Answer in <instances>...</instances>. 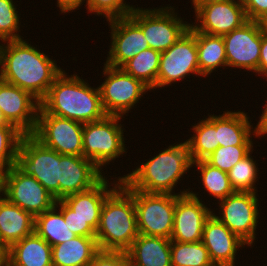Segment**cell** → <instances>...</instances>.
<instances>
[{
  "label": "cell",
  "instance_id": "cell-10",
  "mask_svg": "<svg viewBox=\"0 0 267 266\" xmlns=\"http://www.w3.org/2000/svg\"><path fill=\"white\" fill-rule=\"evenodd\" d=\"M59 164L57 151L45 147L31 134L22 136L17 165L37 179L56 200H59Z\"/></svg>",
  "mask_w": 267,
  "mask_h": 266
},
{
  "label": "cell",
  "instance_id": "cell-33",
  "mask_svg": "<svg viewBox=\"0 0 267 266\" xmlns=\"http://www.w3.org/2000/svg\"><path fill=\"white\" fill-rule=\"evenodd\" d=\"M252 153L253 150L227 172L230 185L235 192H258L255 183L260 178V170L257 167L258 163L256 164V160L251 156Z\"/></svg>",
  "mask_w": 267,
  "mask_h": 266
},
{
  "label": "cell",
  "instance_id": "cell-17",
  "mask_svg": "<svg viewBox=\"0 0 267 266\" xmlns=\"http://www.w3.org/2000/svg\"><path fill=\"white\" fill-rule=\"evenodd\" d=\"M40 102L29 92L0 79V111L9 124L24 135L32 134Z\"/></svg>",
  "mask_w": 267,
  "mask_h": 266
},
{
  "label": "cell",
  "instance_id": "cell-11",
  "mask_svg": "<svg viewBox=\"0 0 267 266\" xmlns=\"http://www.w3.org/2000/svg\"><path fill=\"white\" fill-rule=\"evenodd\" d=\"M192 74L204 77L199 71L196 30L190 25L175 44L161 52L156 89L183 81Z\"/></svg>",
  "mask_w": 267,
  "mask_h": 266
},
{
  "label": "cell",
  "instance_id": "cell-13",
  "mask_svg": "<svg viewBox=\"0 0 267 266\" xmlns=\"http://www.w3.org/2000/svg\"><path fill=\"white\" fill-rule=\"evenodd\" d=\"M218 204L219 216L216 213L213 214L243 240L248 247L255 245L256 228L260 224L258 223L260 219L258 194L234 192L225 199L218 201Z\"/></svg>",
  "mask_w": 267,
  "mask_h": 266
},
{
  "label": "cell",
  "instance_id": "cell-3",
  "mask_svg": "<svg viewBox=\"0 0 267 266\" xmlns=\"http://www.w3.org/2000/svg\"><path fill=\"white\" fill-rule=\"evenodd\" d=\"M179 143V144H178ZM174 143L163 151L141 163L136 169L121 178L132 188L147 193H168L183 195L190 189L175 193V187L190 172L193 161L186 141ZM182 178V179H181ZM174 191V192H173Z\"/></svg>",
  "mask_w": 267,
  "mask_h": 266
},
{
  "label": "cell",
  "instance_id": "cell-4",
  "mask_svg": "<svg viewBox=\"0 0 267 266\" xmlns=\"http://www.w3.org/2000/svg\"><path fill=\"white\" fill-rule=\"evenodd\" d=\"M138 235L134 198L119 184L104 200L95 236L99 249L126 252Z\"/></svg>",
  "mask_w": 267,
  "mask_h": 266
},
{
  "label": "cell",
  "instance_id": "cell-41",
  "mask_svg": "<svg viewBox=\"0 0 267 266\" xmlns=\"http://www.w3.org/2000/svg\"><path fill=\"white\" fill-rule=\"evenodd\" d=\"M264 76L267 79V34L261 28V49L258 65V76Z\"/></svg>",
  "mask_w": 267,
  "mask_h": 266
},
{
  "label": "cell",
  "instance_id": "cell-19",
  "mask_svg": "<svg viewBox=\"0 0 267 266\" xmlns=\"http://www.w3.org/2000/svg\"><path fill=\"white\" fill-rule=\"evenodd\" d=\"M91 160L83 156L61 155L59 164V200L87 191L105 176Z\"/></svg>",
  "mask_w": 267,
  "mask_h": 266
},
{
  "label": "cell",
  "instance_id": "cell-24",
  "mask_svg": "<svg viewBox=\"0 0 267 266\" xmlns=\"http://www.w3.org/2000/svg\"><path fill=\"white\" fill-rule=\"evenodd\" d=\"M246 112L223 111L216 115L217 142L219 146H253L252 137H258L256 127ZM254 127V128H253ZM254 135V136H251Z\"/></svg>",
  "mask_w": 267,
  "mask_h": 266
},
{
  "label": "cell",
  "instance_id": "cell-2",
  "mask_svg": "<svg viewBox=\"0 0 267 266\" xmlns=\"http://www.w3.org/2000/svg\"><path fill=\"white\" fill-rule=\"evenodd\" d=\"M63 70L50 86L40 107L47 113L80 123L102 120L104 111L98 86H90L78 74ZM82 78V79H81Z\"/></svg>",
  "mask_w": 267,
  "mask_h": 266
},
{
  "label": "cell",
  "instance_id": "cell-23",
  "mask_svg": "<svg viewBox=\"0 0 267 266\" xmlns=\"http://www.w3.org/2000/svg\"><path fill=\"white\" fill-rule=\"evenodd\" d=\"M35 217L10 203L0 193V249L4 252L13 243L34 232Z\"/></svg>",
  "mask_w": 267,
  "mask_h": 266
},
{
  "label": "cell",
  "instance_id": "cell-44",
  "mask_svg": "<svg viewBox=\"0 0 267 266\" xmlns=\"http://www.w3.org/2000/svg\"><path fill=\"white\" fill-rule=\"evenodd\" d=\"M190 1H192L191 2L192 3L191 6H193V9L195 10L201 4L222 2V1H230V0H190Z\"/></svg>",
  "mask_w": 267,
  "mask_h": 266
},
{
  "label": "cell",
  "instance_id": "cell-28",
  "mask_svg": "<svg viewBox=\"0 0 267 266\" xmlns=\"http://www.w3.org/2000/svg\"><path fill=\"white\" fill-rule=\"evenodd\" d=\"M193 135L186 139L193 162L205 160L218 147L216 131V114H208L205 119L192 125Z\"/></svg>",
  "mask_w": 267,
  "mask_h": 266
},
{
  "label": "cell",
  "instance_id": "cell-7",
  "mask_svg": "<svg viewBox=\"0 0 267 266\" xmlns=\"http://www.w3.org/2000/svg\"><path fill=\"white\" fill-rule=\"evenodd\" d=\"M173 6L160 8L134 7L129 16L141 27L149 47L163 52L175 44L190 28L188 21L178 16Z\"/></svg>",
  "mask_w": 267,
  "mask_h": 266
},
{
  "label": "cell",
  "instance_id": "cell-21",
  "mask_svg": "<svg viewBox=\"0 0 267 266\" xmlns=\"http://www.w3.org/2000/svg\"><path fill=\"white\" fill-rule=\"evenodd\" d=\"M107 179L104 177L93 188L68 195L62 199L75 212L76 216L86 221L95 231L99 225L104 200L121 183L120 176L113 183L112 181L109 183Z\"/></svg>",
  "mask_w": 267,
  "mask_h": 266
},
{
  "label": "cell",
  "instance_id": "cell-20",
  "mask_svg": "<svg viewBox=\"0 0 267 266\" xmlns=\"http://www.w3.org/2000/svg\"><path fill=\"white\" fill-rule=\"evenodd\" d=\"M215 266H235L239 248L248 246L234 234L213 212L206 219L202 241Z\"/></svg>",
  "mask_w": 267,
  "mask_h": 266
},
{
  "label": "cell",
  "instance_id": "cell-8",
  "mask_svg": "<svg viewBox=\"0 0 267 266\" xmlns=\"http://www.w3.org/2000/svg\"><path fill=\"white\" fill-rule=\"evenodd\" d=\"M0 193L10 203L34 217L51 209L56 203L54 196L18 165L0 172Z\"/></svg>",
  "mask_w": 267,
  "mask_h": 266
},
{
  "label": "cell",
  "instance_id": "cell-30",
  "mask_svg": "<svg viewBox=\"0 0 267 266\" xmlns=\"http://www.w3.org/2000/svg\"><path fill=\"white\" fill-rule=\"evenodd\" d=\"M161 52L152 48L139 52L121 68L136 79L141 80L151 90H156Z\"/></svg>",
  "mask_w": 267,
  "mask_h": 266
},
{
  "label": "cell",
  "instance_id": "cell-43",
  "mask_svg": "<svg viewBox=\"0 0 267 266\" xmlns=\"http://www.w3.org/2000/svg\"><path fill=\"white\" fill-rule=\"evenodd\" d=\"M263 107L264 109L262 110V114L260 113L261 116H259V121L257 122V125H255L258 138H263L267 135V97Z\"/></svg>",
  "mask_w": 267,
  "mask_h": 266
},
{
  "label": "cell",
  "instance_id": "cell-5",
  "mask_svg": "<svg viewBox=\"0 0 267 266\" xmlns=\"http://www.w3.org/2000/svg\"><path fill=\"white\" fill-rule=\"evenodd\" d=\"M122 118L107 115L102 120L84 124L82 156L91 160L101 171L103 166L112 161L114 163L116 158L127 153L125 129L120 122Z\"/></svg>",
  "mask_w": 267,
  "mask_h": 266
},
{
  "label": "cell",
  "instance_id": "cell-29",
  "mask_svg": "<svg viewBox=\"0 0 267 266\" xmlns=\"http://www.w3.org/2000/svg\"><path fill=\"white\" fill-rule=\"evenodd\" d=\"M68 228L62 212L55 205L35 217L34 232L51 246L62 244L77 236Z\"/></svg>",
  "mask_w": 267,
  "mask_h": 266
},
{
  "label": "cell",
  "instance_id": "cell-1",
  "mask_svg": "<svg viewBox=\"0 0 267 266\" xmlns=\"http://www.w3.org/2000/svg\"><path fill=\"white\" fill-rule=\"evenodd\" d=\"M2 43H0V79L29 92L41 102L63 69L58 67L56 60H52L24 39Z\"/></svg>",
  "mask_w": 267,
  "mask_h": 266
},
{
  "label": "cell",
  "instance_id": "cell-35",
  "mask_svg": "<svg viewBox=\"0 0 267 266\" xmlns=\"http://www.w3.org/2000/svg\"><path fill=\"white\" fill-rule=\"evenodd\" d=\"M16 2L0 0V41L23 39L19 34L21 18L18 14Z\"/></svg>",
  "mask_w": 267,
  "mask_h": 266
},
{
  "label": "cell",
  "instance_id": "cell-36",
  "mask_svg": "<svg viewBox=\"0 0 267 266\" xmlns=\"http://www.w3.org/2000/svg\"><path fill=\"white\" fill-rule=\"evenodd\" d=\"M254 146H219L205 161L221 171L229 172L231 168L246 155Z\"/></svg>",
  "mask_w": 267,
  "mask_h": 266
},
{
  "label": "cell",
  "instance_id": "cell-39",
  "mask_svg": "<svg viewBox=\"0 0 267 266\" xmlns=\"http://www.w3.org/2000/svg\"><path fill=\"white\" fill-rule=\"evenodd\" d=\"M126 252L100 250L88 266H127Z\"/></svg>",
  "mask_w": 267,
  "mask_h": 266
},
{
  "label": "cell",
  "instance_id": "cell-26",
  "mask_svg": "<svg viewBox=\"0 0 267 266\" xmlns=\"http://www.w3.org/2000/svg\"><path fill=\"white\" fill-rule=\"evenodd\" d=\"M99 251L96 237L76 236L52 246V265L88 266Z\"/></svg>",
  "mask_w": 267,
  "mask_h": 266
},
{
  "label": "cell",
  "instance_id": "cell-31",
  "mask_svg": "<svg viewBox=\"0 0 267 266\" xmlns=\"http://www.w3.org/2000/svg\"><path fill=\"white\" fill-rule=\"evenodd\" d=\"M197 167L196 171L200 173V179L204 190L208 195L214 197L217 201L225 199L232 195L235 191L232 189L227 172L221 171L208 164L205 160L193 162V168Z\"/></svg>",
  "mask_w": 267,
  "mask_h": 266
},
{
  "label": "cell",
  "instance_id": "cell-34",
  "mask_svg": "<svg viewBox=\"0 0 267 266\" xmlns=\"http://www.w3.org/2000/svg\"><path fill=\"white\" fill-rule=\"evenodd\" d=\"M24 134L14 125H0V172L18 163L19 143Z\"/></svg>",
  "mask_w": 267,
  "mask_h": 266
},
{
  "label": "cell",
  "instance_id": "cell-25",
  "mask_svg": "<svg viewBox=\"0 0 267 266\" xmlns=\"http://www.w3.org/2000/svg\"><path fill=\"white\" fill-rule=\"evenodd\" d=\"M132 266H172L171 240L139 234L126 251Z\"/></svg>",
  "mask_w": 267,
  "mask_h": 266
},
{
  "label": "cell",
  "instance_id": "cell-14",
  "mask_svg": "<svg viewBox=\"0 0 267 266\" xmlns=\"http://www.w3.org/2000/svg\"><path fill=\"white\" fill-rule=\"evenodd\" d=\"M194 12L195 22L190 25L214 36H224L249 21L241 0L201 4Z\"/></svg>",
  "mask_w": 267,
  "mask_h": 266
},
{
  "label": "cell",
  "instance_id": "cell-32",
  "mask_svg": "<svg viewBox=\"0 0 267 266\" xmlns=\"http://www.w3.org/2000/svg\"><path fill=\"white\" fill-rule=\"evenodd\" d=\"M172 266H215L210 259L207 248L201 241H171Z\"/></svg>",
  "mask_w": 267,
  "mask_h": 266
},
{
  "label": "cell",
  "instance_id": "cell-42",
  "mask_svg": "<svg viewBox=\"0 0 267 266\" xmlns=\"http://www.w3.org/2000/svg\"><path fill=\"white\" fill-rule=\"evenodd\" d=\"M57 7L61 13H70L75 12L79 9L80 6H83L84 3H87V0H57ZM82 4V5H81Z\"/></svg>",
  "mask_w": 267,
  "mask_h": 266
},
{
  "label": "cell",
  "instance_id": "cell-40",
  "mask_svg": "<svg viewBox=\"0 0 267 266\" xmlns=\"http://www.w3.org/2000/svg\"><path fill=\"white\" fill-rule=\"evenodd\" d=\"M248 20L260 21L267 15V0H241Z\"/></svg>",
  "mask_w": 267,
  "mask_h": 266
},
{
  "label": "cell",
  "instance_id": "cell-18",
  "mask_svg": "<svg viewBox=\"0 0 267 266\" xmlns=\"http://www.w3.org/2000/svg\"><path fill=\"white\" fill-rule=\"evenodd\" d=\"M111 30L109 52L104 64L121 68L139 52L150 48L141 27L130 17L107 21Z\"/></svg>",
  "mask_w": 267,
  "mask_h": 266
},
{
  "label": "cell",
  "instance_id": "cell-38",
  "mask_svg": "<svg viewBox=\"0 0 267 266\" xmlns=\"http://www.w3.org/2000/svg\"><path fill=\"white\" fill-rule=\"evenodd\" d=\"M55 206L62 212L64 221L67 222L68 229L77 236L95 237L96 231L83 219L75 215L62 200H56Z\"/></svg>",
  "mask_w": 267,
  "mask_h": 266
},
{
  "label": "cell",
  "instance_id": "cell-15",
  "mask_svg": "<svg viewBox=\"0 0 267 266\" xmlns=\"http://www.w3.org/2000/svg\"><path fill=\"white\" fill-rule=\"evenodd\" d=\"M225 43L227 67L241 68L258 75L261 49V25L248 21L242 27L222 36Z\"/></svg>",
  "mask_w": 267,
  "mask_h": 266
},
{
  "label": "cell",
  "instance_id": "cell-6",
  "mask_svg": "<svg viewBox=\"0 0 267 266\" xmlns=\"http://www.w3.org/2000/svg\"><path fill=\"white\" fill-rule=\"evenodd\" d=\"M134 198L139 234L170 239L175 212V194L147 193L120 183Z\"/></svg>",
  "mask_w": 267,
  "mask_h": 266
},
{
  "label": "cell",
  "instance_id": "cell-27",
  "mask_svg": "<svg viewBox=\"0 0 267 266\" xmlns=\"http://www.w3.org/2000/svg\"><path fill=\"white\" fill-rule=\"evenodd\" d=\"M196 46L199 71L205 78L219 70V67H227L225 43L222 36L196 31Z\"/></svg>",
  "mask_w": 267,
  "mask_h": 266
},
{
  "label": "cell",
  "instance_id": "cell-12",
  "mask_svg": "<svg viewBox=\"0 0 267 266\" xmlns=\"http://www.w3.org/2000/svg\"><path fill=\"white\" fill-rule=\"evenodd\" d=\"M83 127V123L47 114L39 107L36 127L31 135L61 155L82 156Z\"/></svg>",
  "mask_w": 267,
  "mask_h": 266
},
{
  "label": "cell",
  "instance_id": "cell-45",
  "mask_svg": "<svg viewBox=\"0 0 267 266\" xmlns=\"http://www.w3.org/2000/svg\"><path fill=\"white\" fill-rule=\"evenodd\" d=\"M260 25H261V28H262V31L267 34V15L261 19L260 21Z\"/></svg>",
  "mask_w": 267,
  "mask_h": 266
},
{
  "label": "cell",
  "instance_id": "cell-47",
  "mask_svg": "<svg viewBox=\"0 0 267 266\" xmlns=\"http://www.w3.org/2000/svg\"><path fill=\"white\" fill-rule=\"evenodd\" d=\"M0 266H3V251L0 249Z\"/></svg>",
  "mask_w": 267,
  "mask_h": 266
},
{
  "label": "cell",
  "instance_id": "cell-46",
  "mask_svg": "<svg viewBox=\"0 0 267 266\" xmlns=\"http://www.w3.org/2000/svg\"><path fill=\"white\" fill-rule=\"evenodd\" d=\"M8 123L5 121V119L2 116V113L0 111V125H7Z\"/></svg>",
  "mask_w": 267,
  "mask_h": 266
},
{
  "label": "cell",
  "instance_id": "cell-22",
  "mask_svg": "<svg viewBox=\"0 0 267 266\" xmlns=\"http://www.w3.org/2000/svg\"><path fill=\"white\" fill-rule=\"evenodd\" d=\"M3 266H53L52 246L33 232L3 252Z\"/></svg>",
  "mask_w": 267,
  "mask_h": 266
},
{
  "label": "cell",
  "instance_id": "cell-16",
  "mask_svg": "<svg viewBox=\"0 0 267 266\" xmlns=\"http://www.w3.org/2000/svg\"><path fill=\"white\" fill-rule=\"evenodd\" d=\"M192 190L183 195L175 194L174 225L171 241H202L203 227L206 219L214 210L202 203V199ZM212 210V211H211Z\"/></svg>",
  "mask_w": 267,
  "mask_h": 266
},
{
  "label": "cell",
  "instance_id": "cell-37",
  "mask_svg": "<svg viewBox=\"0 0 267 266\" xmlns=\"http://www.w3.org/2000/svg\"><path fill=\"white\" fill-rule=\"evenodd\" d=\"M88 13L105 17V20L129 16L135 5L126 3L125 0H87L84 4Z\"/></svg>",
  "mask_w": 267,
  "mask_h": 266
},
{
  "label": "cell",
  "instance_id": "cell-9",
  "mask_svg": "<svg viewBox=\"0 0 267 266\" xmlns=\"http://www.w3.org/2000/svg\"><path fill=\"white\" fill-rule=\"evenodd\" d=\"M105 79L98 86L104 111L107 115L121 116L134 109L135 104L151 89L141 80L126 73L122 68L104 64Z\"/></svg>",
  "mask_w": 267,
  "mask_h": 266
}]
</instances>
